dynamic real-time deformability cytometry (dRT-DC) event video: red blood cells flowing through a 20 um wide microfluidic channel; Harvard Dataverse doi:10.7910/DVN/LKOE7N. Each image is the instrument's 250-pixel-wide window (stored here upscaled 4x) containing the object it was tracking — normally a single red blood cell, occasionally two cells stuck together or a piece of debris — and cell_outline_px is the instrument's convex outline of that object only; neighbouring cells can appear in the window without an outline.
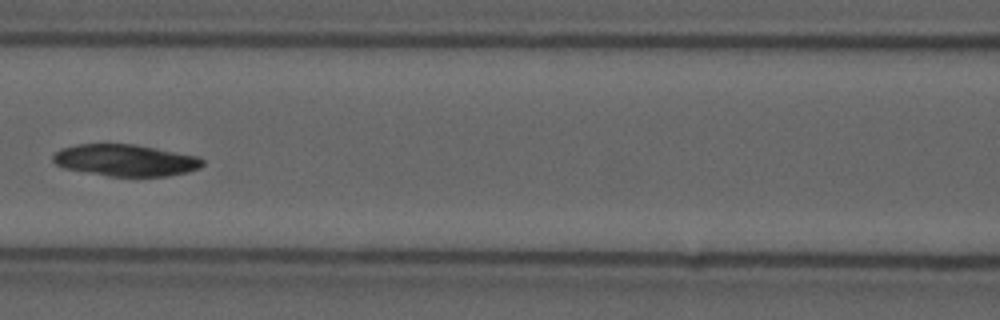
{"species": "common noctule bat (a hibernating species)", "species_latin": "Nyctalus noctula", "temperature_condition": "cold", "stored_images_in_passage": 6, "camera_frame_rate_fps": 3000, "um_per_image_px": 0.085, "animal": {"sex": "male", "forearm_length_mm": 52.5}, "frame": {"image": 1, "passage_image": 6, "time_ms": 1.667, "image_size_px": [1000, 320], "cell_outline_px": [[204, 164], [200, 168], [188, 172], [168, 176], [108, 176], [64, 168], [56, 164], [52, 160], [52, 156], [60, 148], [76, 144], [136, 144], [200, 156], [204, 160]], "centroid_in_image_um": [10.69, 13.61], "position_along_channel_um": 155.9, "area_um2": 27.92}}